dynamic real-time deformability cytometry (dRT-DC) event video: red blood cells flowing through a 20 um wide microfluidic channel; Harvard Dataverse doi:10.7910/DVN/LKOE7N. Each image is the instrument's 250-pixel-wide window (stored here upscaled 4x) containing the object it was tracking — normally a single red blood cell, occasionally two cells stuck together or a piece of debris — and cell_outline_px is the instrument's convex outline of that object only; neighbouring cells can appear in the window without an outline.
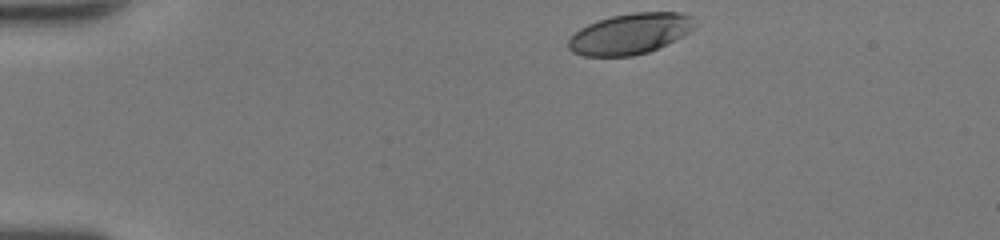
{"species": "human", "species_latin": "Homo sapiens", "temperature_condition": "room temperature", "stored_images_in_passage": 35, "camera_frame_rate_fps": 3000, "um_per_image_px": 0.085, "donor": {"sex": "female"}, "frame": {"image": 1, "passage_image": 1, "time_ms": 0.0, "image_size_px": [1000, 240], "cell_outline_px": [[696, 28], [648, 52], [632, 56], [584, 56], [572, 52], [568, 48], [568, 40], [580, 28], [588, 24], [612, 16], [632, 12], [680, 12], [692, 16]], "centroid_in_image_um": [53.54, 2.86], "position_along_channel_um": 31.5, "area_um2": 29.71}}
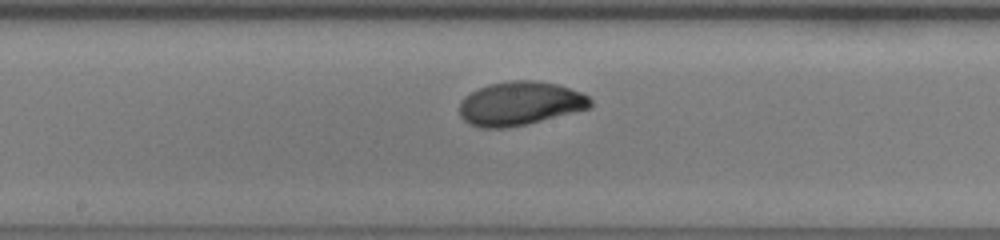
{"frame": {"image": 2, "passage_image": 19, "time_ms": 6.0, "image_size_px": [1000, 240], "cell_outline_px": [[592, 108], [524, 124], [504, 128], [480, 128], [464, 120], [460, 116], [460, 100], [464, 96], [488, 84], [512, 80], [536, 80], [556, 84], [584, 92], [592, 100]], "centroid_in_image_um": [44.22, 8.78], "position_along_channel_um": 204.0, "area_um2": 33.41}}
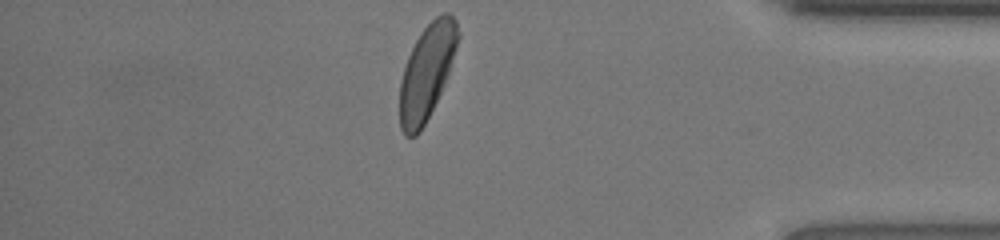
{"frame": {"image": 3, "passage_image": 35, "time_ms": 11.333, "image_size_px": [1000, 240], "cell_outline_px": [[460, 36], [448, 72], [440, 92], [420, 132], [416, 136], [404, 136], [400, 128], [400, 80], [408, 56], [416, 40], [424, 28], [436, 16], [444, 12], [448, 12], [456, 20], [460, 32]], "centroid_in_image_um": [36.27, 6.1], "position_along_channel_um": 398.9, "area_um2": 31.67}, "authors_computed_cell_mechanics": {"area_um2": 32.3102, "velocity_mm_per_s": 4.1706, "shape_relaxation_time_tau1_ms": 3.355, "shape_relaxation_time_tau2_ms": null, "deformation_change_tau1": 0.1646, "deformation_change_tau2": null}}